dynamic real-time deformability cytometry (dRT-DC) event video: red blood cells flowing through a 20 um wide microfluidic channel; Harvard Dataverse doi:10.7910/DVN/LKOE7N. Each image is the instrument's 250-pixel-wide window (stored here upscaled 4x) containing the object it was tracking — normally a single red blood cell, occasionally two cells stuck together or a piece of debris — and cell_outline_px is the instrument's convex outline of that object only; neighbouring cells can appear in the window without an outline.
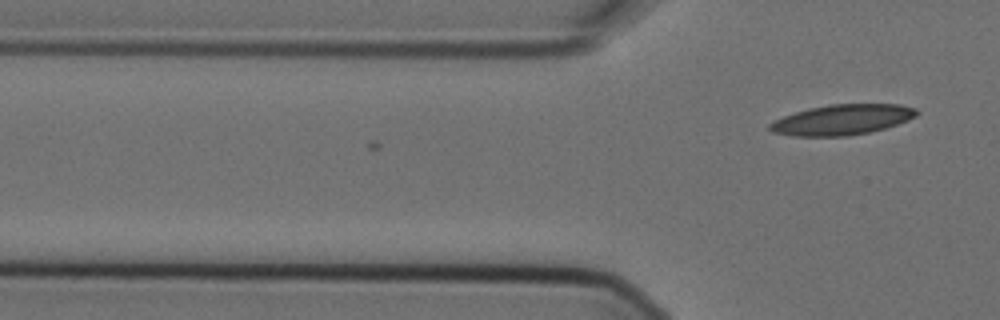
{"species": "Egyptian fruit bat (a non-hibernating species)", "species_latin": "Rousettus aegyptiacus", "temperature_condition": "cold", "stored_images_in_passage": 5, "segment_of_instrument_passage": [2, 2], "camera_frame_rate_fps": 3000, "um_per_image_px": 0.085, "animal": {"sex": "female"}, "frame": {"image": 1, "passage_image": 5, "time_ms": 1.333, "image_size_px": [1000, 320], "cell_outline_px": [[920, 112], [916, 116], [908, 120], [884, 128], [868, 132], [848, 136], [792, 136], [772, 132], [768, 128], [768, 124], [784, 116], [808, 108], [828, 104], [900, 104], [916, 108]], "centroid_in_image_um": [71.58, 10.17], "position_along_channel_um": 54.2, "area_um2": 26.01}}